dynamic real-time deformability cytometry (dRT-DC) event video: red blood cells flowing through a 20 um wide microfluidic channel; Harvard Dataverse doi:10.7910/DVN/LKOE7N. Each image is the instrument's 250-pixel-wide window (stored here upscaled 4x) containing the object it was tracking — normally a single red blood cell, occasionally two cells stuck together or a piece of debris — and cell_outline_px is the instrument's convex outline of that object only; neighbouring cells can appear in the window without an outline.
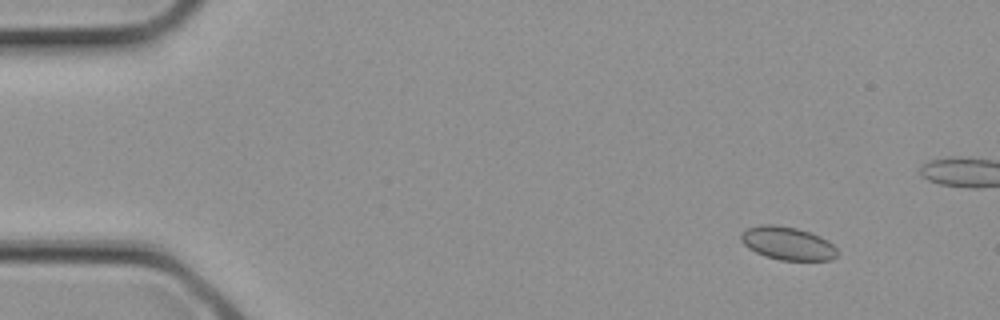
{"species": "common noctule bat (a hibernating species)", "species_latin": "Nyctalus noctula", "temperature_condition": "cold", "stored_images_in_passage": 3, "camera_frame_rate_fps": 3000, "um_per_image_px": 0.085, "animal": {"sex": "female", "body_mass_g": 21.9}, "frame": {"image": 1, "passage_image": 1, "time_ms": 0.0, "image_size_px": [1000, 320], "cell_outline_px": [[836, 256], [832, 260], [780, 260], [764, 256], [748, 248], [740, 240], [740, 232], [748, 228], [760, 224], [776, 224], [796, 228], [820, 236], [828, 240], [836, 248]], "centroid_in_image_um": [66.91, 20.68], "position_along_channel_um": 18.1, "area_um2": 18.67}}